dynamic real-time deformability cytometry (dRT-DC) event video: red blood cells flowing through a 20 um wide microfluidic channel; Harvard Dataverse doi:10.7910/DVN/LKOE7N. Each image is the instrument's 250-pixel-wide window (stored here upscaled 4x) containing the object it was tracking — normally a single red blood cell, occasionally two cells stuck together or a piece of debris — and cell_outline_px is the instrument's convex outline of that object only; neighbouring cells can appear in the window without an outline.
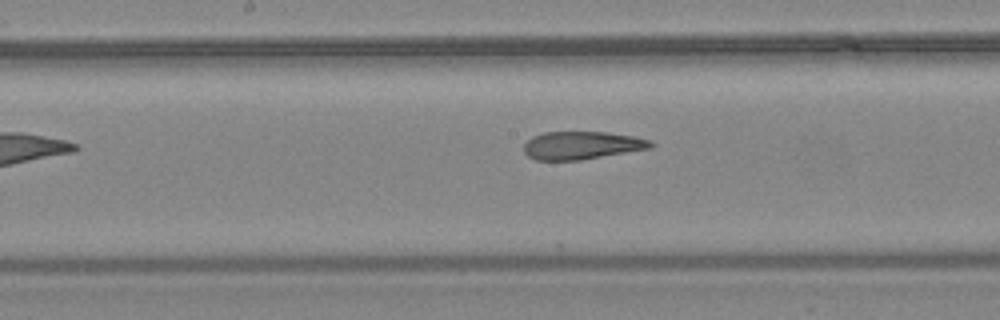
{"species": "common noctule bat (a hibernating species)", "species_latin": "Nyctalus noctula", "temperature_condition": "warm", "stored_images_in_passage": 8, "camera_frame_rate_fps": 3000, "um_per_image_px": 0.085, "animal": {"sex": "female", "body_mass_g": 24.6, "forearm_length_mm": 56.2}, "frame": {"image": 1, "passage_image": 8, "time_ms": 2.333, "image_size_px": [1000, 320], "cell_outline_px": [[656, 144], [652, 148], [580, 160], [536, 160], [528, 156], [524, 152], [524, 144], [532, 136], [544, 132], [608, 132], [632, 136], [652, 140]], "centroid_in_image_um": [49.48, 12.35], "position_along_channel_um": 198.7, "area_um2": 20.75}}